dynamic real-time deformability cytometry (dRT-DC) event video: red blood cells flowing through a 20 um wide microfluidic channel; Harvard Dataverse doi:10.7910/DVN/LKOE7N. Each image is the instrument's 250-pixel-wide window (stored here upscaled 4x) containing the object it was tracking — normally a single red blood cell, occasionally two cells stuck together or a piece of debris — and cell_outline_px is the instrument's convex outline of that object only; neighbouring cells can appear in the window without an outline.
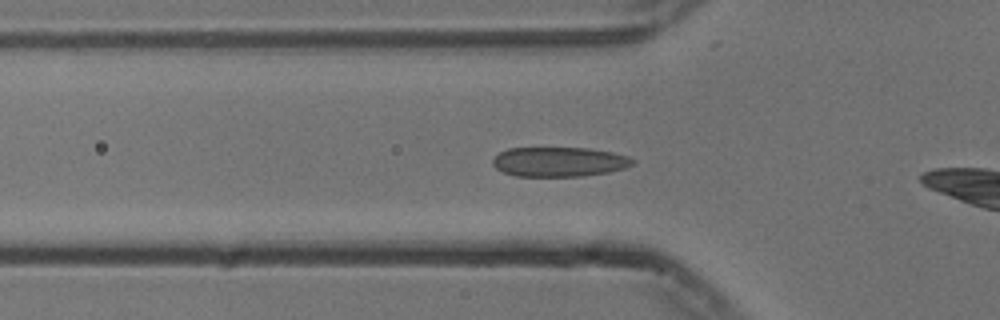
{"species": "common noctule bat (a hibernating species)", "species_latin": "Nyctalus noctula", "temperature_condition": "cold", "stored_images_in_passage": 7, "camera_frame_rate_fps": 3000, "um_per_image_px": 0.085, "animal": {"sex": "male", "body_mass_g": 13.3}, "frame": {"image": 1, "passage_image": 5, "time_ms": 1.333, "image_size_px": [1000, 320], "cell_outline_px": [[636, 160], [632, 164], [624, 168], [608, 172], [584, 176], [516, 176], [504, 172], [496, 168], [492, 164], [492, 160], [500, 152], [508, 148], [588, 148], [612, 152], [628, 156]], "centroid_in_image_um": [47.53, 13.75], "position_along_channel_um": 78.3, "area_um2": 24.1}}